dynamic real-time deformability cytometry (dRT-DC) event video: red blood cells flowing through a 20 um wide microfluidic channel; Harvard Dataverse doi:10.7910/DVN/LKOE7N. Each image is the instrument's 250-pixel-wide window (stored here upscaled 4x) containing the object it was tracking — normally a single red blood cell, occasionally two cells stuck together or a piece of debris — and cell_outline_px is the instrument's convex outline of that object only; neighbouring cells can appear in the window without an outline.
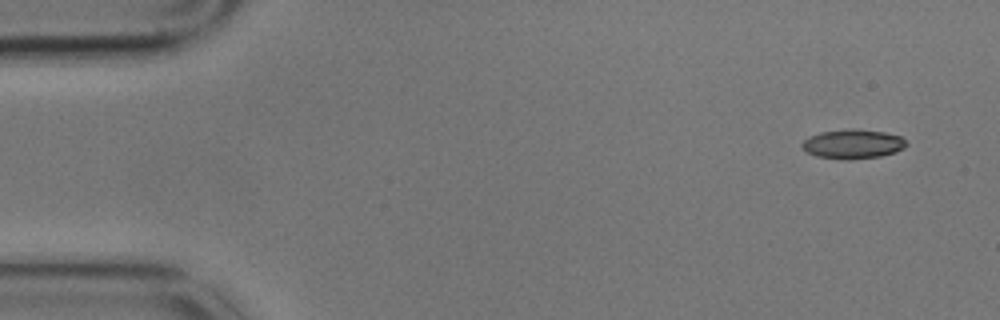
{"species": "common noctule bat (a hibernating species)", "species_latin": "Nyctalus noctula", "temperature_condition": "cold", "stored_images_in_passage": 14, "camera_frame_rate_fps": 3000, "um_per_image_px": 0.085, "animal": {"sex": "male", "body_mass_g": 17.9}, "frame": {"image": 1, "passage_image": 1, "time_ms": 0.0, "image_size_px": [1000, 320], "cell_outline_px": [[908, 144], [904, 148], [896, 152], [880, 156], [848, 160], [844, 160], [816, 156], [808, 152], [800, 144], [808, 136], [820, 132], [852, 128], [856, 128], [884, 132], [900, 136]], "centroid_in_image_um": [72.49, 12.24], "position_along_channel_um": 12.5, "area_um2": 17.92}}
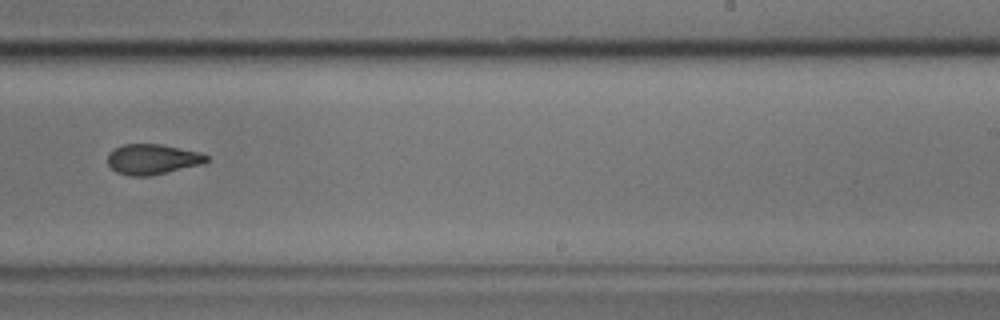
{"frame": {"image": 2, "passage_image": 9, "time_ms": 2.667, "image_size_px": [1000, 320], "cell_outline_px": [[208, 160], [204, 164], [152, 176], [128, 176], [116, 172], [108, 164], [108, 156], [116, 148], [124, 144], [160, 144], [200, 152], [208, 156]], "centroid_in_image_um": [12.99, 13.55], "position_along_channel_um": 276.0, "area_um2": 17.51}}
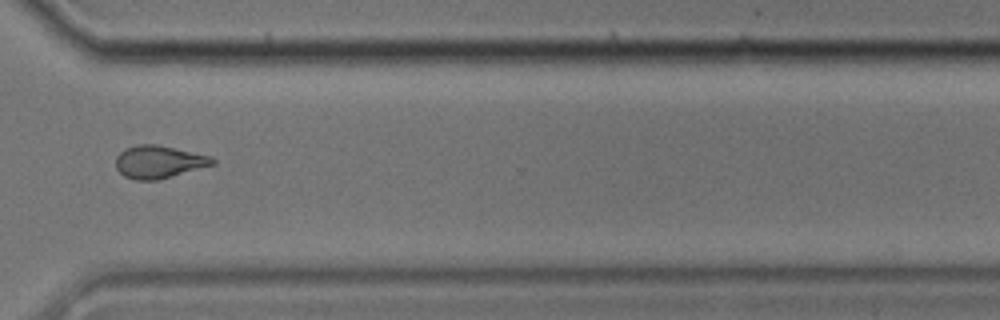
{"frame": {"image": 3, "passage_image": 11, "time_ms": 3.333, "image_size_px": [1000, 320], "cell_outline_px": [[216, 164], [160, 180], [136, 180], [124, 176], [116, 168], [116, 156], [124, 148], [136, 144], [156, 144], [212, 156], [216, 160]], "centroid_in_image_um": [13.51, 13.76], "position_along_channel_um": 357.1, "area_um2": 18.67}}